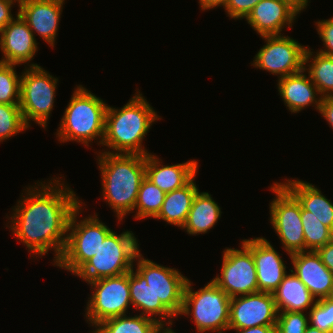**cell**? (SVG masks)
<instances>
[{
	"label": "cell",
	"mask_w": 333,
	"mask_h": 333,
	"mask_svg": "<svg viewBox=\"0 0 333 333\" xmlns=\"http://www.w3.org/2000/svg\"><path fill=\"white\" fill-rule=\"evenodd\" d=\"M60 182L54 178L46 185L39 182L40 188H27V196L18 201L10 217V228L17 239L37 257L53 249L54 264L65 248L70 216L82 203L72 189Z\"/></svg>",
	"instance_id": "6da1fadb"
},
{
	"label": "cell",
	"mask_w": 333,
	"mask_h": 333,
	"mask_svg": "<svg viewBox=\"0 0 333 333\" xmlns=\"http://www.w3.org/2000/svg\"><path fill=\"white\" fill-rule=\"evenodd\" d=\"M104 200L122 220L134 210L141 181L145 177V156L104 151L98 156Z\"/></svg>",
	"instance_id": "7a4b0ae2"
},
{
	"label": "cell",
	"mask_w": 333,
	"mask_h": 333,
	"mask_svg": "<svg viewBox=\"0 0 333 333\" xmlns=\"http://www.w3.org/2000/svg\"><path fill=\"white\" fill-rule=\"evenodd\" d=\"M136 92L121 109L107 107L102 145L113 153L150 154L141 143L152 123L160 118L144 96Z\"/></svg>",
	"instance_id": "3957f363"
},
{
	"label": "cell",
	"mask_w": 333,
	"mask_h": 333,
	"mask_svg": "<svg viewBox=\"0 0 333 333\" xmlns=\"http://www.w3.org/2000/svg\"><path fill=\"white\" fill-rule=\"evenodd\" d=\"M108 104L82 85L77 86L61 119L57 137L60 142L76 141L89 146L93 139L102 145Z\"/></svg>",
	"instance_id": "277c9868"
},
{
	"label": "cell",
	"mask_w": 333,
	"mask_h": 333,
	"mask_svg": "<svg viewBox=\"0 0 333 333\" xmlns=\"http://www.w3.org/2000/svg\"><path fill=\"white\" fill-rule=\"evenodd\" d=\"M139 244L132 231L120 235L111 231L100 244L96 254L76 273L86 282L113 277L129 272L140 253Z\"/></svg>",
	"instance_id": "5b68a950"
},
{
	"label": "cell",
	"mask_w": 333,
	"mask_h": 333,
	"mask_svg": "<svg viewBox=\"0 0 333 333\" xmlns=\"http://www.w3.org/2000/svg\"><path fill=\"white\" fill-rule=\"evenodd\" d=\"M230 301L231 298L212 280L194 292L188 279L179 315H192L200 333H222L229 329Z\"/></svg>",
	"instance_id": "8992f818"
},
{
	"label": "cell",
	"mask_w": 333,
	"mask_h": 333,
	"mask_svg": "<svg viewBox=\"0 0 333 333\" xmlns=\"http://www.w3.org/2000/svg\"><path fill=\"white\" fill-rule=\"evenodd\" d=\"M82 203L72 212L66 236V244L60 259L55 266L76 273L98 251L100 244L112 231L103 224L98 215L86 217L77 222Z\"/></svg>",
	"instance_id": "52a82bcc"
},
{
	"label": "cell",
	"mask_w": 333,
	"mask_h": 333,
	"mask_svg": "<svg viewBox=\"0 0 333 333\" xmlns=\"http://www.w3.org/2000/svg\"><path fill=\"white\" fill-rule=\"evenodd\" d=\"M20 109L24 123L34 121L46 128L54 105L58 78L52 77L38 64H30L20 75Z\"/></svg>",
	"instance_id": "ba28073f"
},
{
	"label": "cell",
	"mask_w": 333,
	"mask_h": 333,
	"mask_svg": "<svg viewBox=\"0 0 333 333\" xmlns=\"http://www.w3.org/2000/svg\"><path fill=\"white\" fill-rule=\"evenodd\" d=\"M88 283L94 290L85 309L91 326L96 327L106 319L126 315L131 305L129 272Z\"/></svg>",
	"instance_id": "9c48e42d"
},
{
	"label": "cell",
	"mask_w": 333,
	"mask_h": 333,
	"mask_svg": "<svg viewBox=\"0 0 333 333\" xmlns=\"http://www.w3.org/2000/svg\"><path fill=\"white\" fill-rule=\"evenodd\" d=\"M270 188L276 193V198L269 204L270 220L284 249L289 255L305 251L300 203L281 182L273 183Z\"/></svg>",
	"instance_id": "30bf717a"
},
{
	"label": "cell",
	"mask_w": 333,
	"mask_h": 333,
	"mask_svg": "<svg viewBox=\"0 0 333 333\" xmlns=\"http://www.w3.org/2000/svg\"><path fill=\"white\" fill-rule=\"evenodd\" d=\"M141 256L140 253L136 256V270L154 292V305H164L175 317L178 316L188 278L175 268L164 267Z\"/></svg>",
	"instance_id": "8fae6325"
},
{
	"label": "cell",
	"mask_w": 333,
	"mask_h": 333,
	"mask_svg": "<svg viewBox=\"0 0 333 333\" xmlns=\"http://www.w3.org/2000/svg\"><path fill=\"white\" fill-rule=\"evenodd\" d=\"M264 45L253 60V66L266 70L279 78L298 73L304 68L307 47L289 36H262Z\"/></svg>",
	"instance_id": "7c38bea8"
},
{
	"label": "cell",
	"mask_w": 333,
	"mask_h": 333,
	"mask_svg": "<svg viewBox=\"0 0 333 333\" xmlns=\"http://www.w3.org/2000/svg\"><path fill=\"white\" fill-rule=\"evenodd\" d=\"M221 276L212 281L230 298L258 292L255 262L252 252L242 243L241 250L223 251Z\"/></svg>",
	"instance_id": "4fadbf2b"
},
{
	"label": "cell",
	"mask_w": 333,
	"mask_h": 333,
	"mask_svg": "<svg viewBox=\"0 0 333 333\" xmlns=\"http://www.w3.org/2000/svg\"><path fill=\"white\" fill-rule=\"evenodd\" d=\"M278 310L272 293L256 292L231 298L229 329L276 326Z\"/></svg>",
	"instance_id": "5bb4252c"
},
{
	"label": "cell",
	"mask_w": 333,
	"mask_h": 333,
	"mask_svg": "<svg viewBox=\"0 0 333 333\" xmlns=\"http://www.w3.org/2000/svg\"><path fill=\"white\" fill-rule=\"evenodd\" d=\"M243 243L255 262L258 292L273 293L287 274L283 259L263 237L245 239Z\"/></svg>",
	"instance_id": "9a60e30c"
},
{
	"label": "cell",
	"mask_w": 333,
	"mask_h": 333,
	"mask_svg": "<svg viewBox=\"0 0 333 333\" xmlns=\"http://www.w3.org/2000/svg\"><path fill=\"white\" fill-rule=\"evenodd\" d=\"M299 13L288 0H261L246 20L260 37L281 35L285 26L292 27Z\"/></svg>",
	"instance_id": "2e32d148"
},
{
	"label": "cell",
	"mask_w": 333,
	"mask_h": 333,
	"mask_svg": "<svg viewBox=\"0 0 333 333\" xmlns=\"http://www.w3.org/2000/svg\"><path fill=\"white\" fill-rule=\"evenodd\" d=\"M292 260V270L305 284L317 300L332 297L333 274L322 263L317 251H302L289 255Z\"/></svg>",
	"instance_id": "e0dca14e"
},
{
	"label": "cell",
	"mask_w": 333,
	"mask_h": 333,
	"mask_svg": "<svg viewBox=\"0 0 333 333\" xmlns=\"http://www.w3.org/2000/svg\"><path fill=\"white\" fill-rule=\"evenodd\" d=\"M16 17L0 32V49L4 55L0 62L18 66L34 59L38 44L18 12Z\"/></svg>",
	"instance_id": "ac0fdd59"
},
{
	"label": "cell",
	"mask_w": 333,
	"mask_h": 333,
	"mask_svg": "<svg viewBox=\"0 0 333 333\" xmlns=\"http://www.w3.org/2000/svg\"><path fill=\"white\" fill-rule=\"evenodd\" d=\"M65 0H30L19 8L18 14L33 32L54 47L59 19ZM35 31V32H34Z\"/></svg>",
	"instance_id": "d6986e66"
},
{
	"label": "cell",
	"mask_w": 333,
	"mask_h": 333,
	"mask_svg": "<svg viewBox=\"0 0 333 333\" xmlns=\"http://www.w3.org/2000/svg\"><path fill=\"white\" fill-rule=\"evenodd\" d=\"M151 153L145 156V176L164 193L186 185L198 172V162L189 160L175 165H161Z\"/></svg>",
	"instance_id": "ffe728a7"
},
{
	"label": "cell",
	"mask_w": 333,
	"mask_h": 333,
	"mask_svg": "<svg viewBox=\"0 0 333 333\" xmlns=\"http://www.w3.org/2000/svg\"><path fill=\"white\" fill-rule=\"evenodd\" d=\"M304 72L302 70L278 79L279 94L291 113H299L311 104H315L319 111L323 99L322 96L316 98L320 92Z\"/></svg>",
	"instance_id": "44dd1931"
},
{
	"label": "cell",
	"mask_w": 333,
	"mask_h": 333,
	"mask_svg": "<svg viewBox=\"0 0 333 333\" xmlns=\"http://www.w3.org/2000/svg\"><path fill=\"white\" fill-rule=\"evenodd\" d=\"M300 203L307 215L316 217L333 232V203L317 187L301 180L281 183Z\"/></svg>",
	"instance_id": "7402d4cb"
},
{
	"label": "cell",
	"mask_w": 333,
	"mask_h": 333,
	"mask_svg": "<svg viewBox=\"0 0 333 333\" xmlns=\"http://www.w3.org/2000/svg\"><path fill=\"white\" fill-rule=\"evenodd\" d=\"M291 274H286L283 281L272 293L278 312H303L311 309L317 299H314L305 284L291 270ZM311 307V308H310Z\"/></svg>",
	"instance_id": "603a6c76"
},
{
	"label": "cell",
	"mask_w": 333,
	"mask_h": 333,
	"mask_svg": "<svg viewBox=\"0 0 333 333\" xmlns=\"http://www.w3.org/2000/svg\"><path fill=\"white\" fill-rule=\"evenodd\" d=\"M129 289L131 305L138 310L141 309V315L157 320L162 326L166 325L167 319V325H172L171 319L175 316L164 305H154V292L147 285L146 279L137 270L134 272L133 268L129 271Z\"/></svg>",
	"instance_id": "cb8c5ba5"
},
{
	"label": "cell",
	"mask_w": 333,
	"mask_h": 333,
	"mask_svg": "<svg viewBox=\"0 0 333 333\" xmlns=\"http://www.w3.org/2000/svg\"><path fill=\"white\" fill-rule=\"evenodd\" d=\"M194 181L195 176L183 187L166 193L161 210L155 219L182 228L186 223L193 199L199 191Z\"/></svg>",
	"instance_id": "d4e9b609"
},
{
	"label": "cell",
	"mask_w": 333,
	"mask_h": 333,
	"mask_svg": "<svg viewBox=\"0 0 333 333\" xmlns=\"http://www.w3.org/2000/svg\"><path fill=\"white\" fill-rule=\"evenodd\" d=\"M221 213L219 205L208 192L198 191L182 229L190 235L205 234L218 222Z\"/></svg>",
	"instance_id": "484cf974"
},
{
	"label": "cell",
	"mask_w": 333,
	"mask_h": 333,
	"mask_svg": "<svg viewBox=\"0 0 333 333\" xmlns=\"http://www.w3.org/2000/svg\"><path fill=\"white\" fill-rule=\"evenodd\" d=\"M312 56L313 52L307 46L303 70H308V76L318 88L320 96L323 98L333 97V56H327L319 52L316 53L315 57L312 58ZM308 63L309 65H306Z\"/></svg>",
	"instance_id": "4316f807"
},
{
	"label": "cell",
	"mask_w": 333,
	"mask_h": 333,
	"mask_svg": "<svg viewBox=\"0 0 333 333\" xmlns=\"http://www.w3.org/2000/svg\"><path fill=\"white\" fill-rule=\"evenodd\" d=\"M162 328L157 320L143 315L112 317L96 326L93 333H157Z\"/></svg>",
	"instance_id": "83f0119b"
},
{
	"label": "cell",
	"mask_w": 333,
	"mask_h": 333,
	"mask_svg": "<svg viewBox=\"0 0 333 333\" xmlns=\"http://www.w3.org/2000/svg\"><path fill=\"white\" fill-rule=\"evenodd\" d=\"M166 193L154 185L146 176L141 181L134 209L135 219L155 218L161 210Z\"/></svg>",
	"instance_id": "f1b7e54d"
},
{
	"label": "cell",
	"mask_w": 333,
	"mask_h": 333,
	"mask_svg": "<svg viewBox=\"0 0 333 333\" xmlns=\"http://www.w3.org/2000/svg\"><path fill=\"white\" fill-rule=\"evenodd\" d=\"M301 221L305 238V251H317L333 239V232L316 217L307 215L301 207Z\"/></svg>",
	"instance_id": "f546056e"
},
{
	"label": "cell",
	"mask_w": 333,
	"mask_h": 333,
	"mask_svg": "<svg viewBox=\"0 0 333 333\" xmlns=\"http://www.w3.org/2000/svg\"><path fill=\"white\" fill-rule=\"evenodd\" d=\"M16 64L0 62V103H20V80L15 70Z\"/></svg>",
	"instance_id": "4dcf8cb0"
},
{
	"label": "cell",
	"mask_w": 333,
	"mask_h": 333,
	"mask_svg": "<svg viewBox=\"0 0 333 333\" xmlns=\"http://www.w3.org/2000/svg\"><path fill=\"white\" fill-rule=\"evenodd\" d=\"M26 129L19 104L0 103V142Z\"/></svg>",
	"instance_id": "1f68e13d"
},
{
	"label": "cell",
	"mask_w": 333,
	"mask_h": 333,
	"mask_svg": "<svg viewBox=\"0 0 333 333\" xmlns=\"http://www.w3.org/2000/svg\"><path fill=\"white\" fill-rule=\"evenodd\" d=\"M309 323L312 327L327 333H333V298L317 300L309 311Z\"/></svg>",
	"instance_id": "d6a6232c"
},
{
	"label": "cell",
	"mask_w": 333,
	"mask_h": 333,
	"mask_svg": "<svg viewBox=\"0 0 333 333\" xmlns=\"http://www.w3.org/2000/svg\"><path fill=\"white\" fill-rule=\"evenodd\" d=\"M308 325L304 312H278L276 333H305Z\"/></svg>",
	"instance_id": "836d02e7"
},
{
	"label": "cell",
	"mask_w": 333,
	"mask_h": 333,
	"mask_svg": "<svg viewBox=\"0 0 333 333\" xmlns=\"http://www.w3.org/2000/svg\"><path fill=\"white\" fill-rule=\"evenodd\" d=\"M261 0H227L224 8L228 16L233 19L246 18L254 6Z\"/></svg>",
	"instance_id": "e575fe53"
},
{
	"label": "cell",
	"mask_w": 333,
	"mask_h": 333,
	"mask_svg": "<svg viewBox=\"0 0 333 333\" xmlns=\"http://www.w3.org/2000/svg\"><path fill=\"white\" fill-rule=\"evenodd\" d=\"M317 30L325 49L318 52L327 56H333V17L328 20L317 21Z\"/></svg>",
	"instance_id": "d590c367"
},
{
	"label": "cell",
	"mask_w": 333,
	"mask_h": 333,
	"mask_svg": "<svg viewBox=\"0 0 333 333\" xmlns=\"http://www.w3.org/2000/svg\"><path fill=\"white\" fill-rule=\"evenodd\" d=\"M322 263L332 272L333 274V239L328 242L325 246H322L317 250Z\"/></svg>",
	"instance_id": "8d00e7d4"
},
{
	"label": "cell",
	"mask_w": 333,
	"mask_h": 333,
	"mask_svg": "<svg viewBox=\"0 0 333 333\" xmlns=\"http://www.w3.org/2000/svg\"><path fill=\"white\" fill-rule=\"evenodd\" d=\"M12 5L9 1L0 0V32L14 19L11 14Z\"/></svg>",
	"instance_id": "74e56055"
},
{
	"label": "cell",
	"mask_w": 333,
	"mask_h": 333,
	"mask_svg": "<svg viewBox=\"0 0 333 333\" xmlns=\"http://www.w3.org/2000/svg\"><path fill=\"white\" fill-rule=\"evenodd\" d=\"M319 113L327 120L333 129V97H324L322 99Z\"/></svg>",
	"instance_id": "f35d334b"
},
{
	"label": "cell",
	"mask_w": 333,
	"mask_h": 333,
	"mask_svg": "<svg viewBox=\"0 0 333 333\" xmlns=\"http://www.w3.org/2000/svg\"><path fill=\"white\" fill-rule=\"evenodd\" d=\"M236 331L237 333H276V326H255Z\"/></svg>",
	"instance_id": "ab89813d"
},
{
	"label": "cell",
	"mask_w": 333,
	"mask_h": 333,
	"mask_svg": "<svg viewBox=\"0 0 333 333\" xmlns=\"http://www.w3.org/2000/svg\"><path fill=\"white\" fill-rule=\"evenodd\" d=\"M227 0H199L200 8L201 10H208V9H213L216 6H225Z\"/></svg>",
	"instance_id": "60d3db41"
},
{
	"label": "cell",
	"mask_w": 333,
	"mask_h": 333,
	"mask_svg": "<svg viewBox=\"0 0 333 333\" xmlns=\"http://www.w3.org/2000/svg\"><path fill=\"white\" fill-rule=\"evenodd\" d=\"M293 6H295L300 12L308 5V0H288Z\"/></svg>",
	"instance_id": "b9f144b4"
},
{
	"label": "cell",
	"mask_w": 333,
	"mask_h": 333,
	"mask_svg": "<svg viewBox=\"0 0 333 333\" xmlns=\"http://www.w3.org/2000/svg\"><path fill=\"white\" fill-rule=\"evenodd\" d=\"M305 333H327V332L319 330L318 328L312 327L311 325H308Z\"/></svg>",
	"instance_id": "7bdbcfd3"
},
{
	"label": "cell",
	"mask_w": 333,
	"mask_h": 333,
	"mask_svg": "<svg viewBox=\"0 0 333 333\" xmlns=\"http://www.w3.org/2000/svg\"><path fill=\"white\" fill-rule=\"evenodd\" d=\"M14 4L16 1L18 2V7H22L24 4L28 3L30 0H6Z\"/></svg>",
	"instance_id": "ee69618b"
},
{
	"label": "cell",
	"mask_w": 333,
	"mask_h": 333,
	"mask_svg": "<svg viewBox=\"0 0 333 333\" xmlns=\"http://www.w3.org/2000/svg\"><path fill=\"white\" fill-rule=\"evenodd\" d=\"M157 333H176V332H174L173 329L169 327L164 328V326H162V328Z\"/></svg>",
	"instance_id": "f6af8a7d"
}]
</instances>
